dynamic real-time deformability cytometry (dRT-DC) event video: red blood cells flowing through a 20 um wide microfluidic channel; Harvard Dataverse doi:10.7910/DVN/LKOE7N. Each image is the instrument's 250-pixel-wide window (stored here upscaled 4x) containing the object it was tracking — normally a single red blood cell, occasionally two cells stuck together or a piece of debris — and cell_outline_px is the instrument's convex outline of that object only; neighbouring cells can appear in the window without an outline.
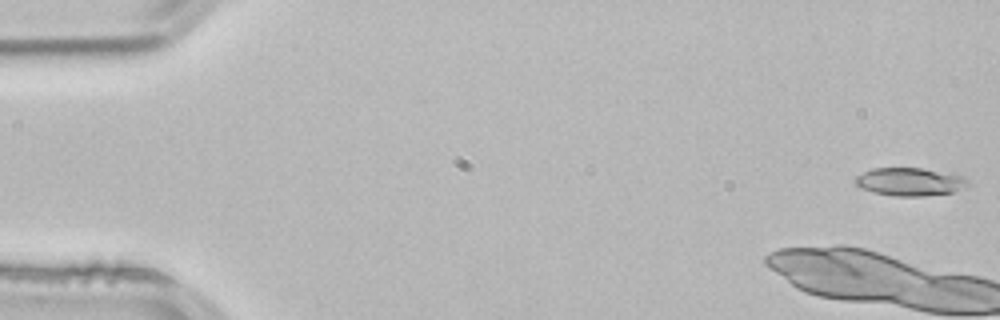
{"species": "common noctule bat (a hibernating species)", "species_latin": "Nyctalus noctula", "temperature_condition": "room temperature", "stored_images_in_passage": 4, "camera_frame_rate_fps": 3000, "um_per_image_px": 0.085, "animal": {"sex": "male", "body_mass_g": 21.5, "forearm_length_mm": 52.0}, "frame": {"image": 1, "passage_image": 1, "time_ms": 0.0, "image_size_px": [1000, 320], "cell_outline_px": [[968, 184], [952, 192], [924, 196], [896, 196], [872, 192], [856, 184], [856, 176], [872, 168], [920, 168], [964, 176], [968, 180]], "centroid_in_image_um": [77.33, 15.45], "position_along_channel_um": 7.7, "area_um2": 18.03}}